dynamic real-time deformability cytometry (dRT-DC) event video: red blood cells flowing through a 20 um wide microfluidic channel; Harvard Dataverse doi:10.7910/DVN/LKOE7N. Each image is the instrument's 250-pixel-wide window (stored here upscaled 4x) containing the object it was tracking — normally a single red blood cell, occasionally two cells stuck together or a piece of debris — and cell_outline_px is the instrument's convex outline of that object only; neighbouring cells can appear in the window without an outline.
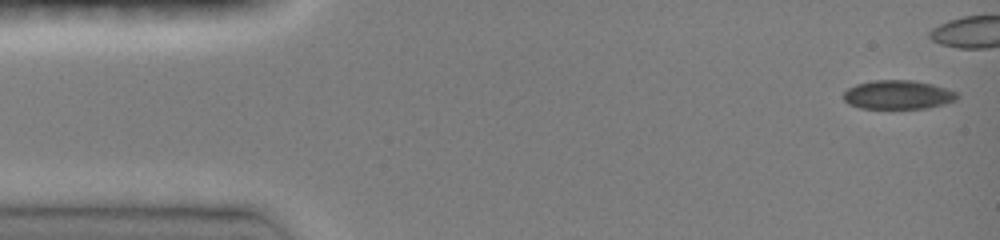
{"species": "common noctule bat (a hibernating species)", "species_latin": "Nyctalus noctula", "temperature_condition": "room temperature", "stored_images_in_passage": 39, "camera_frame_rate_fps": 3000, "um_per_image_px": 0.085, "animal": {"sex": "female", "body_mass_g": 19.0, "forearm_length_mm": 51.5}, "frame": {"image": 1, "passage_image": 1, "time_ms": 0.0, "image_size_px": [1000, 240], "cell_outline_px": [[960, 96], [956, 100], [944, 104], [928, 108], [860, 108], [848, 104], [844, 100], [844, 92], [848, 88], [856, 84], [872, 80], [912, 80], [932, 84], [956, 92]], "centroid_in_image_um": [76.32, 8.05], "position_along_channel_um": 8.7, "area_um2": 19.13}}
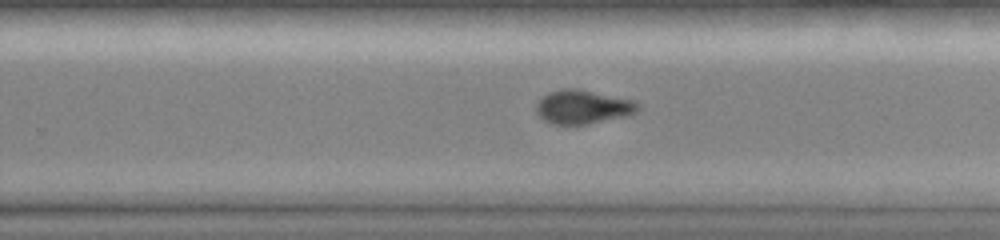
{"frame": {"image": 2, "passage_image": 29, "time_ms": 9.333, "image_size_px": [1000, 240], "cell_outline_px": [[640, 108], [636, 112], [628, 116], [588, 124], [552, 124], [544, 120], [536, 112], [536, 104], [548, 92], [564, 88], [576, 88], [636, 100], [640, 104]], "centroid_in_image_um": [49.59, 9.08], "position_along_channel_um": 280.2, "area_um2": 20.23}}
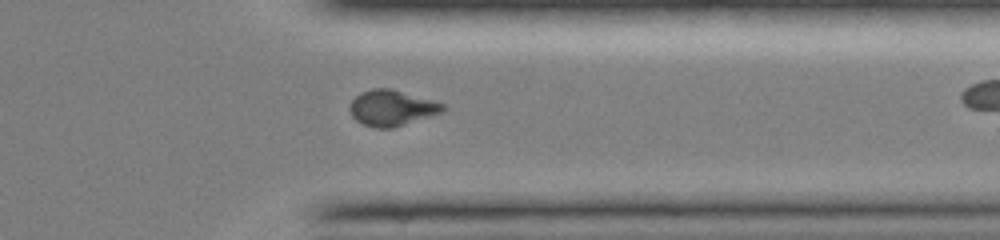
{"frame": {"image": 3, "passage_image": 36, "time_ms": 11.667, "image_size_px": [1000, 240], "cell_outline_px": [[448, 108], [444, 112], [392, 128], [376, 128], [364, 124], [356, 120], [352, 116], [348, 108], [352, 100], [360, 92], [372, 88], [392, 88], [444, 104]], "centroid_in_image_um": [33.3, 9.17], "position_along_channel_um": 378.1, "area_um2": 19.48}}